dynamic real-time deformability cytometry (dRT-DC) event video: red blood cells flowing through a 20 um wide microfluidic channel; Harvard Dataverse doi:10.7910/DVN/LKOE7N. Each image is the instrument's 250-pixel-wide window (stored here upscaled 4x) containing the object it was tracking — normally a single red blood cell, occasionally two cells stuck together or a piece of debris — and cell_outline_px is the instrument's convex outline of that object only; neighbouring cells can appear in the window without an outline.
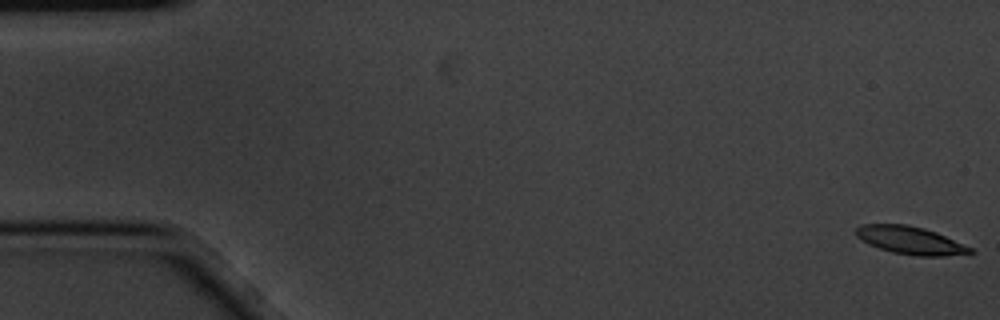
{"species": "common noctule bat (a hibernating species)", "species_latin": "Nyctalus noctula", "temperature_condition": "cold", "stored_images_in_passage": 5, "camera_frame_rate_fps": 3000, "um_per_image_px": 0.085, "animal": {"sex": "male", "body_mass_g": 20.1, "forearm_length_mm": 53.5}, "frame": {"image": 1, "passage_image": 1, "time_ms": 0.0, "image_size_px": [1000, 320], "cell_outline_px": [[976, 252], [944, 256], [916, 256], [892, 252], [868, 244], [860, 240], [856, 236], [856, 228], [860, 224], [908, 224], [924, 228], [936, 232], [972, 248]], "centroid_in_image_um": [77.35, 20.42], "position_along_channel_um": 7.7, "area_um2": 18.5}}